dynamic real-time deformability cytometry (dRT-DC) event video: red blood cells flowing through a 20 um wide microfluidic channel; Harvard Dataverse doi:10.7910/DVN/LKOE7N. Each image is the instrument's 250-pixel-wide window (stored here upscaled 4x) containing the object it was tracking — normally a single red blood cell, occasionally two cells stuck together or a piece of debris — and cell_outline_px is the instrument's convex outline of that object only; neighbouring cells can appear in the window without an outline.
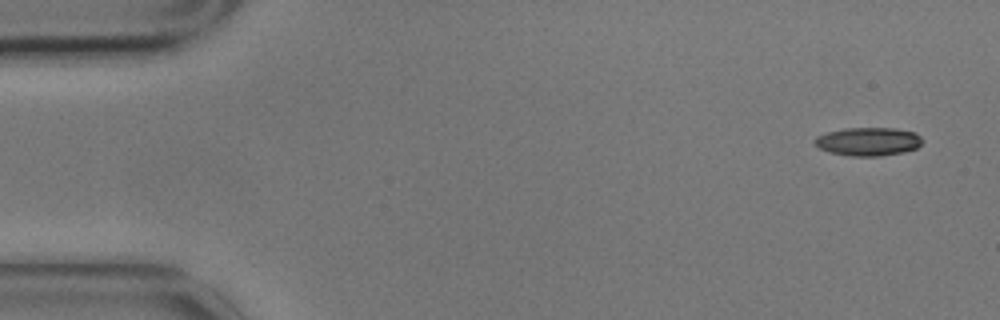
{"species": "common noctule bat (a hibernating species)", "species_latin": "Nyctalus noctula", "temperature_condition": "cold", "stored_images_in_passage": 4, "camera_frame_rate_fps": 3000, "um_per_image_px": 0.085, "animal": {"sex": "male", "body_mass_g": 17.9}, "frame": {"image": 1, "passage_image": 1, "time_ms": 0.0, "image_size_px": [1000, 320], "cell_outline_px": [[924, 140], [916, 148], [904, 152], [880, 156], [852, 156], [828, 152], [820, 148], [812, 140], [816, 136], [828, 132], [844, 128], [896, 128], [916, 132]], "centroid_in_image_um": [73.81, 12.02], "position_along_channel_um": 11.2, "area_um2": 17.92}}